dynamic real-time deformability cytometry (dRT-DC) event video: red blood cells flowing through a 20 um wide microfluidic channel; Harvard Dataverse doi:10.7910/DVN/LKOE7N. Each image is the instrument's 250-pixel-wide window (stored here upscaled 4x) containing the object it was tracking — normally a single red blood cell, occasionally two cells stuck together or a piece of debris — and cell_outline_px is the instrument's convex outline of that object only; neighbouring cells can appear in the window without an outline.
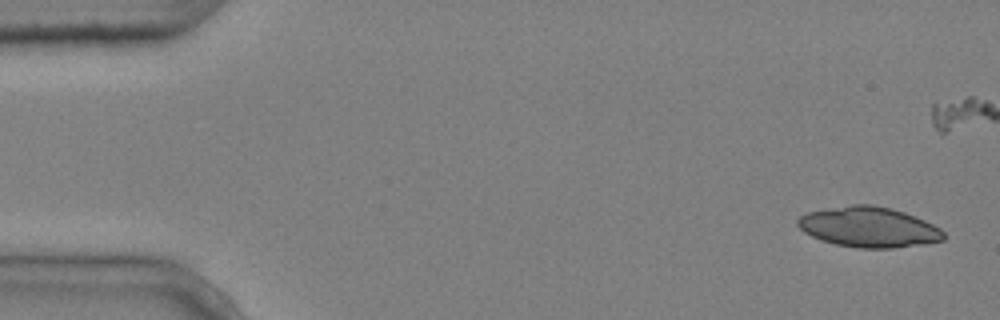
{"species": "common noctule bat (a hibernating species)", "species_latin": "Nyctalus noctula", "temperature_condition": "cold", "stored_images_in_passage": 6, "segment_of_instrument_passage": [1, 2], "camera_frame_rate_fps": 3000, "um_per_image_px": 0.085, "animal": {"sex": "male", "body_mass_g": 20.4}, "frame": {"image": 1, "passage_image": 1, "time_ms": 0.0, "image_size_px": [1000, 320], "cell_outline_px": [[944, 240], [924, 244], [892, 248], [856, 248], [836, 244], [820, 240], [804, 232], [796, 224], [796, 220], [800, 216], [808, 212], [852, 204], [872, 204], [892, 208], [916, 216], [940, 228], [944, 232]], "centroid_in_image_um": [73.85, 19.3], "position_along_channel_um": 11.2, "area_um2": 34.39}}